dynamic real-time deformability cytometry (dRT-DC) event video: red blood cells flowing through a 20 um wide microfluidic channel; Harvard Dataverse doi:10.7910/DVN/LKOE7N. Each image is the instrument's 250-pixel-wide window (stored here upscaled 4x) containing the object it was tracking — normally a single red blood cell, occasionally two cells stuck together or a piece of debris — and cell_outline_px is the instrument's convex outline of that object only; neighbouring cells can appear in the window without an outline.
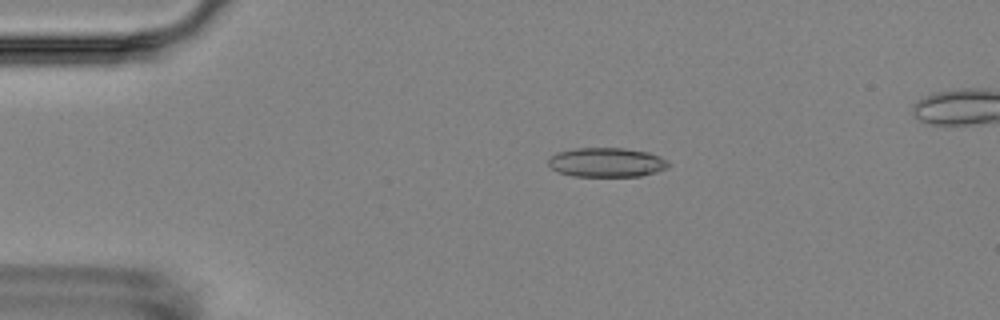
{"species": "Egyptian fruit bat (a non-hibernating species)", "species_latin": "Rousettus aegyptiacus", "temperature_condition": "room temperature", "stored_images_in_passage": 6, "camera_frame_rate_fps": 3000, "um_per_image_px": 0.085, "animal": {"sex": "female"}, "frame": {"image": 1, "passage_image": 4, "time_ms": 3.667, "image_size_px": [1000, 320], "cell_outline_px": [[672, 164], [668, 168], [656, 172], [640, 176], [572, 176], [560, 172], [552, 168], [548, 164], [548, 160], [556, 152], [576, 148], [624, 148], [648, 152], [660, 156], [668, 160]], "centroid_in_image_um": [51.61, 13.8], "position_along_channel_um": 33.4, "area_um2": 20.63}}